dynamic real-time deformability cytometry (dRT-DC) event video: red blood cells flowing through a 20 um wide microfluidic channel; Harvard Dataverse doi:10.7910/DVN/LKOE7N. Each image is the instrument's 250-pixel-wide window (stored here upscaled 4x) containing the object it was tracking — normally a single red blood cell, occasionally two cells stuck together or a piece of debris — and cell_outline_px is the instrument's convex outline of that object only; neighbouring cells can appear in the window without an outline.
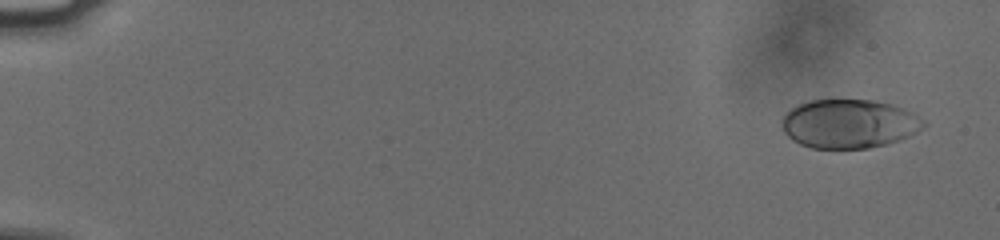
{"species": "human", "species_latin": "Homo sapiens", "temperature_condition": "cold", "stored_images_in_passage": 20, "camera_frame_rate_fps": 3000, "um_per_image_px": 0.085, "donor": {"sex": "male"}, "frame": {"image": 1, "passage_image": 2, "time_ms": 0.333, "image_size_px": [1000, 240], "cell_outline_px": [[928, 124], [916, 132], [908, 136], [888, 144], [868, 148], [812, 148], [800, 144], [792, 140], [784, 132], [780, 124], [780, 120], [796, 104], [808, 100], [872, 100], [892, 104], [904, 108], [912, 112], [924, 120]], "centroid_in_image_um": [72.16, 10.51], "position_along_channel_um": 12.8, "area_um2": 40.58}}
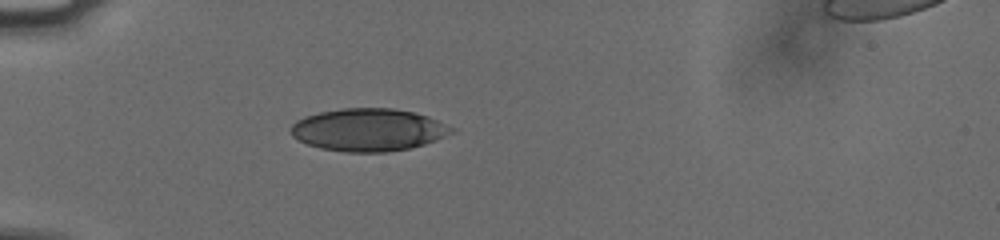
{"frame": {"image": 2, "passage_image": 15, "time_ms": 4.667, "image_size_px": [1000, 240], "cell_outline_px": [[456, 132], [436, 140], [424, 144], [408, 148], [388, 152], [344, 152], [320, 148], [308, 144], [292, 136], [288, 132], [292, 124], [296, 120], [304, 116], [320, 112], [344, 108], [392, 108], [416, 112], [428, 116], [456, 128]], "centroid_in_image_um": [31.33, 11.03], "position_along_channel_um": 53.7, "area_um2": 40.17}}
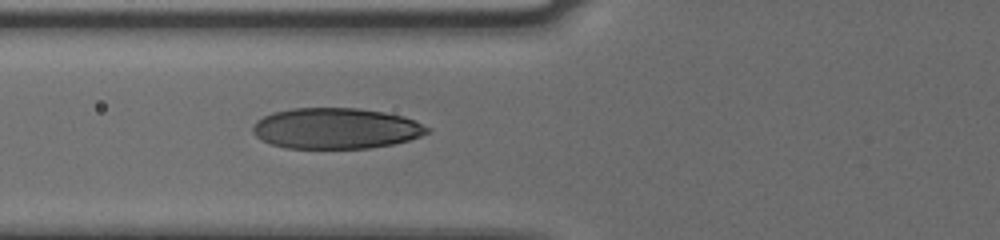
{"frame": {"image": 3, "passage_image": 20, "time_ms": 6.333, "image_size_px": [1000, 240], "cell_outline_px": [[428, 132], [420, 136], [408, 140], [392, 144], [368, 148], [284, 148], [260, 140], [252, 132], [252, 124], [256, 120], [272, 112], [292, 108], [356, 108], [384, 112], [404, 116], [428, 128]], "centroid_in_image_um": [28.47, 10.91], "position_along_channel_um": 97.3, "area_um2": 41.44}}